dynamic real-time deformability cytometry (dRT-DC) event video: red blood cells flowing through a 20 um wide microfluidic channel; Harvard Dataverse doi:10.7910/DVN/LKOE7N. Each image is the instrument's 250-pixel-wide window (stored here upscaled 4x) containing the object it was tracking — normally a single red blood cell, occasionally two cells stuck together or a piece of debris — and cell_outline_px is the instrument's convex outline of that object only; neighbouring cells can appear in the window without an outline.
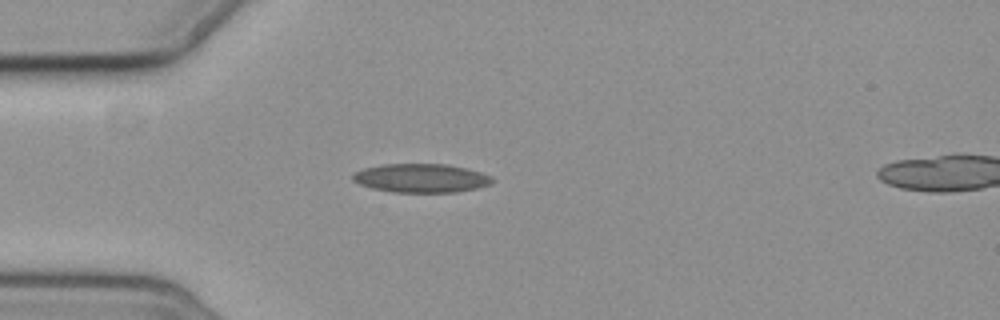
{"species": "common noctule bat (a hibernating species)", "species_latin": "Nyctalus noctula", "temperature_condition": "cold", "stored_images_in_passage": 2, "camera_frame_rate_fps": 3000, "um_per_image_px": 0.085, "animal": {"sex": "female", "body_mass_g": 19.3, "forearm_length_mm": 54.1}, "frame": {"image": 1, "passage_image": 1, "time_ms": 0.0, "image_size_px": [1000, 320], "cell_outline_px": [[496, 180], [492, 184], [476, 188], [456, 192], [392, 192], [372, 188], [360, 184], [352, 180], [352, 172], [364, 168], [384, 164], [448, 164], [468, 168], [492, 176]], "centroid_in_image_um": [35.82, 15.13], "position_along_channel_um": 49.2, "area_um2": 23.58}}